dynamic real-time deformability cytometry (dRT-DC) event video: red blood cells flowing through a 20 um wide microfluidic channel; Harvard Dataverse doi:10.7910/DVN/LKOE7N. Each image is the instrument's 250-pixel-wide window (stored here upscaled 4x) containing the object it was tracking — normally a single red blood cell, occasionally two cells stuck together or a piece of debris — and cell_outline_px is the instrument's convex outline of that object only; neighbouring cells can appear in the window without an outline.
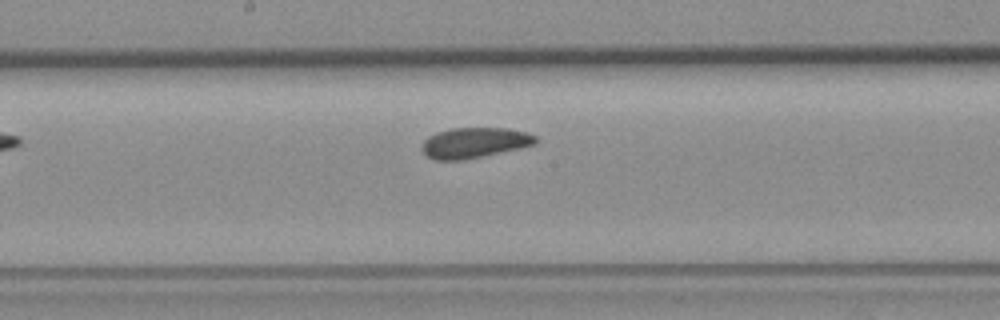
{"species": "common noctule bat (a hibernating species)", "species_latin": "Nyctalus noctula", "temperature_condition": "room temperature", "stored_images_in_passage": 7, "camera_frame_rate_fps": 3000, "um_per_image_px": 0.085, "animal": {"sex": "female", "body_mass_g": 19.3, "forearm_length_mm": 54.1}, "frame": {"image": 1, "passage_image": 7, "time_ms": 7.333, "image_size_px": [1000, 320], "cell_outline_px": [[536, 144], [520, 148], [464, 160], [436, 160], [428, 156], [420, 148], [424, 140], [428, 136], [436, 132], [452, 128], [504, 128], [524, 132], [536, 136]], "centroid_in_image_um": [40.29, 12.13], "position_along_channel_um": 207.9, "area_um2": 20.06}}